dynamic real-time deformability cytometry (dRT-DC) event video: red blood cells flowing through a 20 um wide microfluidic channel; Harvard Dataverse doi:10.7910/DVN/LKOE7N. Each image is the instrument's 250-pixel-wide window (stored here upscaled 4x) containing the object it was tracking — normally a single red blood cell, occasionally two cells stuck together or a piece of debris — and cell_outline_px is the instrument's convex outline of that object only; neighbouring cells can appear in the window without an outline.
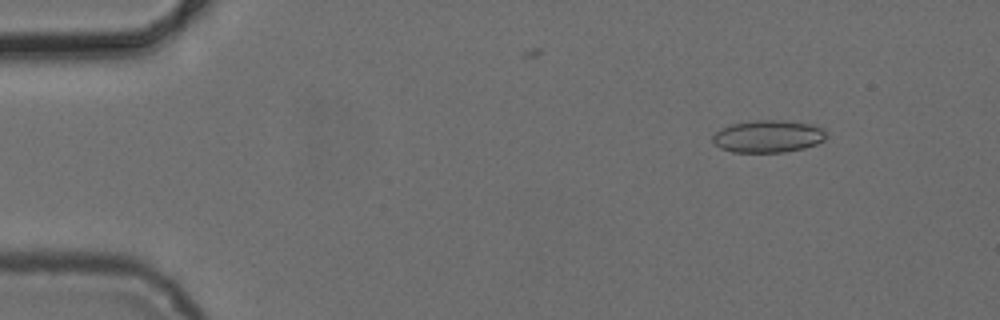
{"species": "common noctule bat (a hibernating species)", "species_latin": "Nyctalus noctula", "temperature_condition": "cold", "stored_images_in_passage": 4, "camera_frame_rate_fps": 3000, "um_per_image_px": 0.085, "animal": {"sex": "female", "body_mass_g": 24.6, "forearm_length_mm": 56.2}, "frame": {"image": 1, "passage_image": 1, "time_ms": 0.0, "image_size_px": [1000, 320], "cell_outline_px": [[824, 140], [816, 144], [804, 148], [784, 152], [732, 152], [720, 148], [712, 140], [712, 136], [720, 128], [732, 124], [752, 120], [780, 120], [812, 124], [824, 128]], "centroid_in_image_um": [65.27, 11.58], "position_along_channel_um": 19.7, "area_um2": 21.39}}